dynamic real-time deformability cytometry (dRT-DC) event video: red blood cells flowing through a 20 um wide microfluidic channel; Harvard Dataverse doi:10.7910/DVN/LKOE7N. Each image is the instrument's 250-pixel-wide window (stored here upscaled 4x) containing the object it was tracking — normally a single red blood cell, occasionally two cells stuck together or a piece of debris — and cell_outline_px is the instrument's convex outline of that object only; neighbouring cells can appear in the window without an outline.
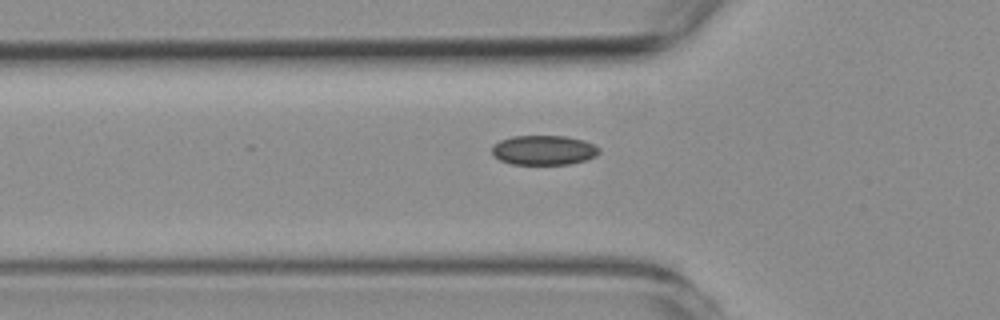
{"species": "common noctule bat (a hibernating species)", "species_latin": "Nyctalus noctula", "temperature_condition": "room temperature", "stored_images_in_passage": 40, "camera_frame_rate_fps": 3000, "um_per_image_px": 0.085, "animal": {"sex": "female", "body_mass_g": 19.3, "forearm_length_mm": 54.1}, "frame": {"image": 1, "passage_image": 3, "time_ms": 0.667, "image_size_px": [1000, 320], "cell_outline_px": [[600, 152], [596, 156], [584, 160], [568, 164], [512, 164], [500, 160], [492, 156], [492, 144], [500, 140], [512, 136], [564, 136], [584, 140], [600, 148]], "centroid_in_image_um": [46.18, 12.76], "position_along_channel_um": 79.6, "area_um2": 18.55}}
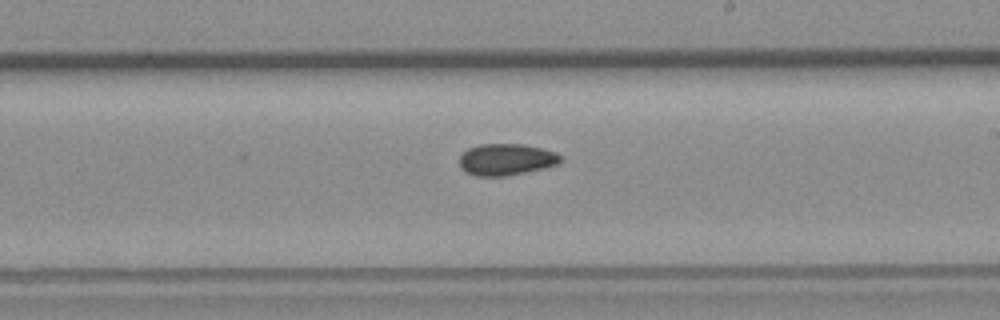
{"frame": {"image": 2, "passage_image": 17, "time_ms": 5.333, "image_size_px": [1000, 320], "cell_outline_px": [[564, 160], [556, 164], [544, 168], [508, 176], [476, 176], [464, 172], [460, 168], [460, 156], [468, 148], [480, 144], [524, 144], [556, 152]], "centroid_in_image_um": [43.01, 13.56], "position_along_channel_um": 246.0, "area_um2": 18.73}}
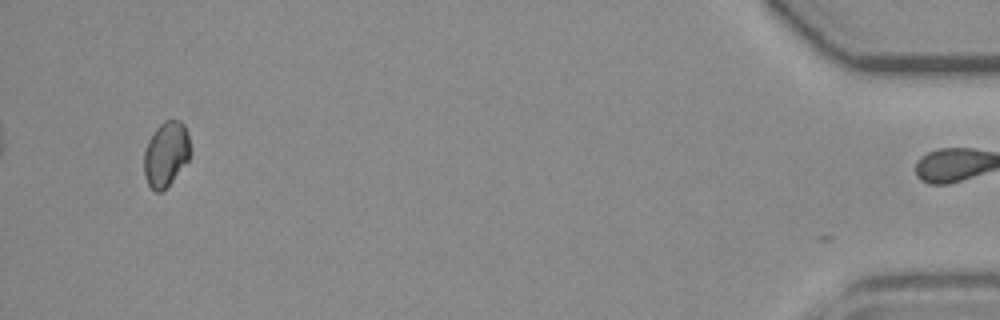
{"frame": {"image": 3, "passage_image": 39, "time_ms": 12.667, "image_size_px": [1000, 320], "cell_outline_px": [[188, 160], [172, 180], [160, 192], [156, 192], [148, 184], [144, 176], [144, 152], [148, 140], [156, 128], [164, 120], [180, 120], [184, 124], [188, 132]], "centroid_in_image_um": [14.08, 13.07], "position_along_channel_um": 421.1, "area_um2": 17.17}, "authors_computed_cell_mechanics": {"area_um2": 18.4093, "velocity_mm_per_s": 3.5524, "shape_relaxation_time_tau1_ms": 4.0194, "shape_relaxation_time_tau2_ms": null, "deformation_change_tau1": 0.0482, "deformation_change_tau2": null}}